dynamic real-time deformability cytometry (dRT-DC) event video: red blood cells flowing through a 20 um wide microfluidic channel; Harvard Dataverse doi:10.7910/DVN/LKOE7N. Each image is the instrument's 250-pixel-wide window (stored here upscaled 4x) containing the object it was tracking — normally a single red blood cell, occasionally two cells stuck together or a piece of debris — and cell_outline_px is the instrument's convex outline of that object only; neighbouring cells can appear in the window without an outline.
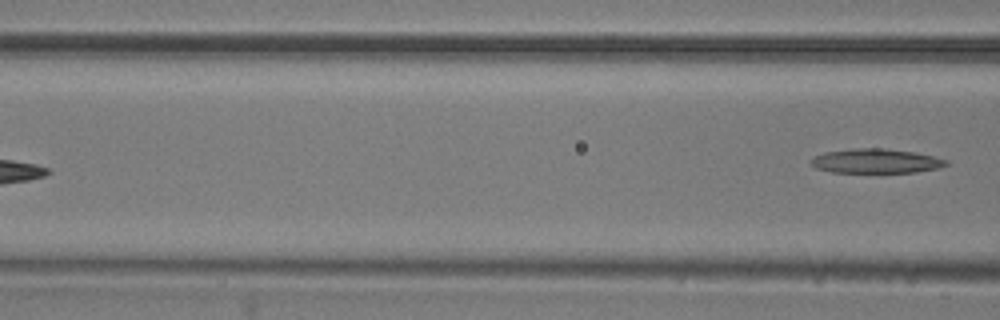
{"species": "common noctule bat (a hibernating species)", "species_latin": "Nyctalus noctula", "temperature_condition": "room temperature", "stored_images_in_passage": 5, "camera_frame_rate_fps": 3000, "um_per_image_px": 0.085, "animal": {"sex": "male", "body_mass_g": 20.5, "forearm_length_mm": 52.5}, "frame": {"image": 1, "passage_image": 5, "time_ms": 1.333, "image_size_px": [1000, 320], "cell_outline_px": [[948, 164], [936, 168], [916, 172], [832, 172], [816, 168], [808, 160], [824, 152], [852, 148], [884, 148], [912, 152], [932, 156], [948, 160]], "centroid_in_image_um": [74.41, 13.68], "position_along_channel_um": 92.2, "area_um2": 19.02}}